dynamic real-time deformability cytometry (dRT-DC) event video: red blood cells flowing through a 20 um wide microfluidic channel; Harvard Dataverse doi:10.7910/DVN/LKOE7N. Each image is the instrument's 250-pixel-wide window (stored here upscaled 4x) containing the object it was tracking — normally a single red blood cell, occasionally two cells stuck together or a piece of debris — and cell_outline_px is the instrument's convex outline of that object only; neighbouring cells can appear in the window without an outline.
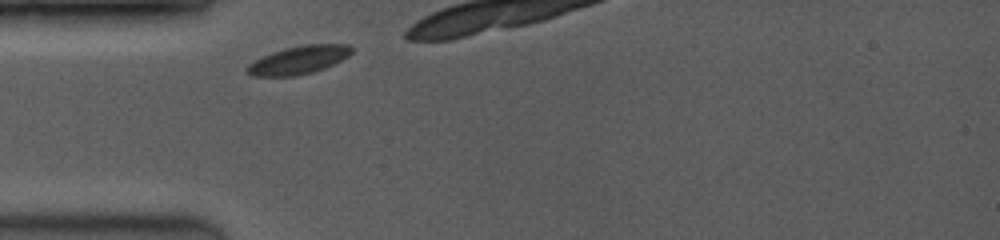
{"species": "common noctule bat (a hibernating species)", "species_latin": "Nyctalus noctula", "temperature_condition": "room temperature", "stored_images_in_passage": 9, "camera_frame_rate_fps": 3500, "um_per_image_px": 0.085, "animal": {"sex": "female", "body_mass_g": 19.0, "forearm_length_mm": 53.3}, "frame": {"image": 1, "passage_image": 1, "time_ms": 0.0, "image_size_px": [1000, 240], "cell_outline_px": [[352, 52], [348, 56], [324, 68], [312, 72], [296, 76], [252, 76], [244, 68], [248, 64], [272, 52], [284, 48], [304, 44], [348, 44], [352, 48]], "centroid_in_image_um": [25.37, 5.09], "position_along_channel_um": 59.6, "area_um2": 16.99}}